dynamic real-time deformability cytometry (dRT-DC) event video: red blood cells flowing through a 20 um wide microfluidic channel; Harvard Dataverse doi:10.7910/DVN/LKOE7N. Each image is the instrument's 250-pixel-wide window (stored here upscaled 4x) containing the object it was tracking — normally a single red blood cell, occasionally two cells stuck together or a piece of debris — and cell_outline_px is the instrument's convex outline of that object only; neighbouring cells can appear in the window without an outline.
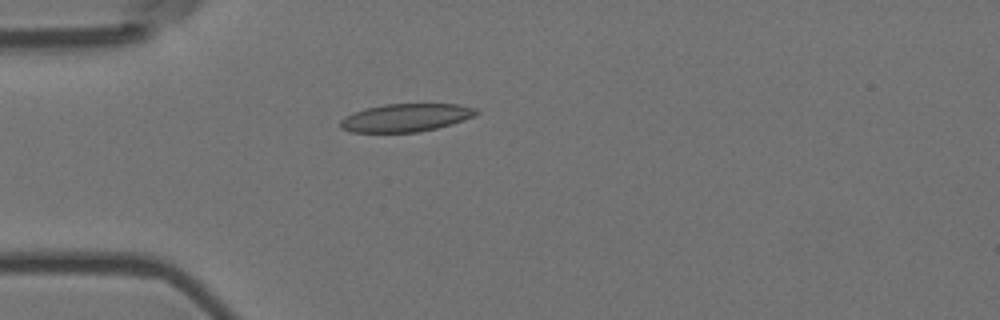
{"species": "Egyptian fruit bat (a non-hibernating species)", "species_latin": "Rousettus aegyptiacus", "temperature_condition": "room temperature", "stored_images_in_passage": 4, "camera_frame_rate_fps": 3000, "um_per_image_px": 0.085, "animal": {"sex": "female"}, "frame": {"image": 1, "passage_image": 4, "time_ms": 1.0, "image_size_px": [1000, 320], "cell_outline_px": [[480, 112], [472, 116], [452, 124], [436, 128], [416, 132], [352, 132], [340, 128], [340, 120], [356, 112], [368, 108], [384, 104], [456, 104], [476, 108]], "centroid_in_image_um": [34.51, 10.0], "position_along_channel_um": 50.5, "area_um2": 21.79}}